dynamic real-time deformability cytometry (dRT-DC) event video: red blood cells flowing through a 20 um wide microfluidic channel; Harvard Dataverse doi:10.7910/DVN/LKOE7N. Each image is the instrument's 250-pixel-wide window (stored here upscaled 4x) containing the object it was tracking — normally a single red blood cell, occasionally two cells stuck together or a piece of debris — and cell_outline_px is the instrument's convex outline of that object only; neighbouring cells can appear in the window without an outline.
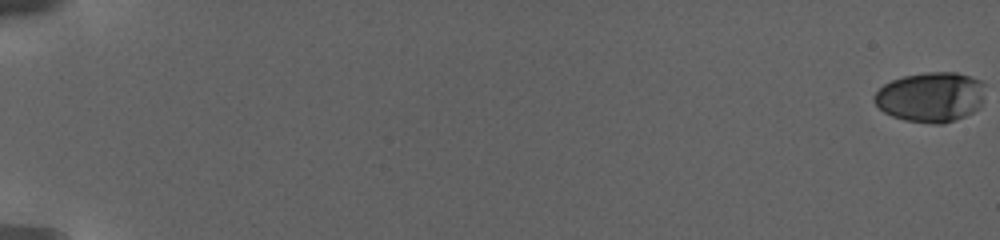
{"species": "human", "species_latin": "Homo sapiens", "temperature_condition": "warm", "stored_images_in_passage": 66, "camera_frame_rate_fps": 3000, "um_per_image_px": 0.085, "donor": {"sex": "female"}, "frame": {"image": 1, "passage_image": 1, "time_ms": 0.0, "image_size_px": [1000, 240], "cell_outline_px": [[984, 84], [980, 100], [976, 108], [972, 112], [964, 116], [944, 124], [932, 124], [904, 120], [892, 116], [884, 112], [876, 104], [872, 96], [884, 84], [892, 80], [904, 76], [928, 72], [956, 72], [972, 76], [980, 80]], "centroid_in_image_um": [79.07, 8.24], "position_along_channel_um": 5.9, "area_um2": 32.02}}
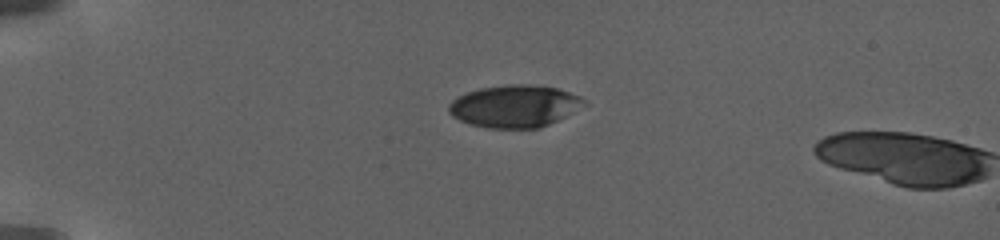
{"frame": {"image": 2, "passage_image": 60, "time_ms": 7.0, "image_size_px": [1000, 240], "cell_outline_px": [[588, 104], [540, 128], [488, 128], [468, 124], [452, 116], [448, 112], [448, 104], [452, 100], [468, 92], [480, 88], [508, 84], [524, 84], [556, 88], [580, 96]], "centroid_in_image_um": [43.71, 9.03], "position_along_channel_um": 41.3, "area_um2": 33.12}}